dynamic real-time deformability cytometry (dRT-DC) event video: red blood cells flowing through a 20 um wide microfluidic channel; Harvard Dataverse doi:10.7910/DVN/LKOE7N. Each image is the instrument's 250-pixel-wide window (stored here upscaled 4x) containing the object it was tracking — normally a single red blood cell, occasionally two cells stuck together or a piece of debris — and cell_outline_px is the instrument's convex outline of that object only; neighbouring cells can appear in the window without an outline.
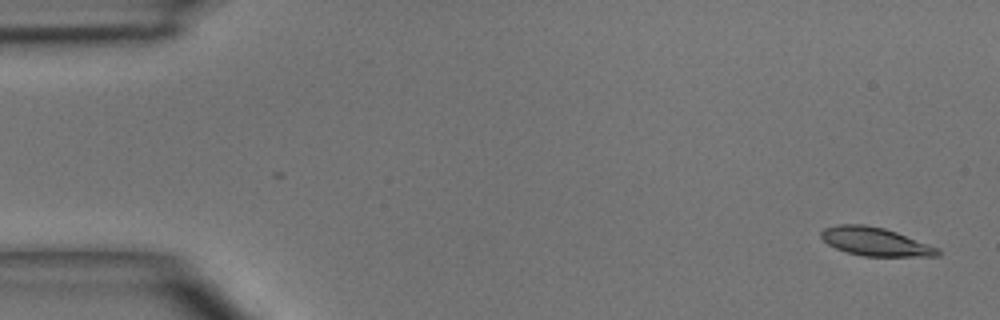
{"species": "common noctule bat (a hibernating species)", "species_latin": "Nyctalus noctula", "temperature_condition": "room temperature", "stored_images_in_passage": 4, "camera_frame_rate_fps": 3000, "um_per_image_px": 0.085, "animal": {"sex": "male", "body_mass_g": 15.6}, "frame": {"image": 1, "passage_image": 1, "time_ms": 0.0, "image_size_px": [1000, 320], "cell_outline_px": [[940, 256], [864, 256], [848, 252], [836, 248], [828, 244], [820, 236], [820, 232], [824, 228], [840, 224], [864, 224], [884, 228], [896, 232], [940, 248]], "centroid_in_image_um": [74.41, 20.53], "position_along_channel_um": 10.6, "area_um2": 19.19}}
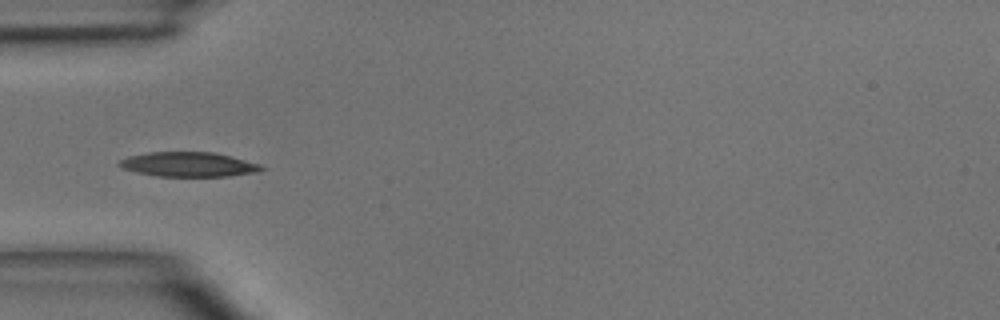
{"frame": {"image": 2, "passage_image": 4, "time_ms": 4.333, "image_size_px": [1000, 320], "cell_outline_px": [[264, 168], [260, 172], [228, 176], [156, 176], [136, 172], [120, 168], [116, 164], [120, 160], [128, 156], [148, 152], [212, 152], [260, 164]], "centroid_in_image_um": [15.97, 13.98], "position_along_channel_um": 69.0, "area_um2": 20.35}}